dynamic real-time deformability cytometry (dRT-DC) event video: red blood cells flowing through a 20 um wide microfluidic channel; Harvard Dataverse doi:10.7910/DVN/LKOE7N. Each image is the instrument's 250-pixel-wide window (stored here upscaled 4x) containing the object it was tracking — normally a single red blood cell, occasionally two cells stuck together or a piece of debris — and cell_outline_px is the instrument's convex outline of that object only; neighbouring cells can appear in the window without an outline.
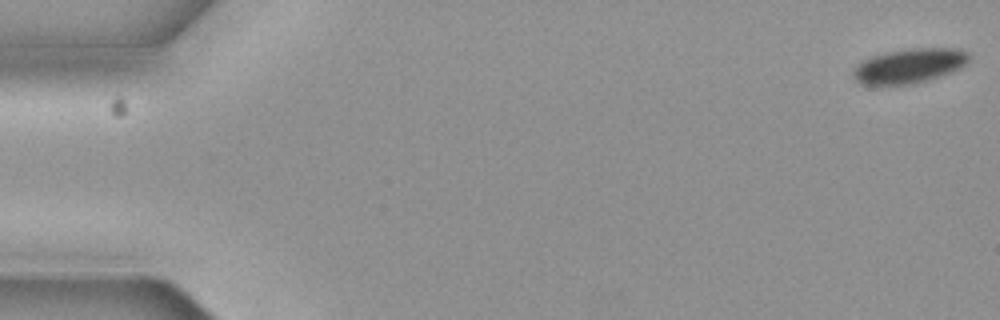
{"species": "common noctule bat (a hibernating species)", "species_latin": "Nyctalus noctula", "temperature_condition": "cold", "stored_images_in_passage": 3, "camera_frame_rate_fps": 3000, "um_per_image_px": 0.085, "animal": {"sex": "female", "body_mass_g": 19.3, "forearm_length_mm": 54.1}, "frame": {"image": 1, "passage_image": 1, "time_ms": 0.0, "image_size_px": [1000, 320], "cell_outline_px": [[968, 60], [960, 68], [928, 80], [912, 84], [860, 84], [852, 76], [852, 72], [856, 64], [872, 56], [884, 52], [908, 48], [960, 48], [968, 52]], "centroid_in_image_um": [77.26, 5.58], "position_along_channel_um": 7.7, "area_um2": 23.29}}